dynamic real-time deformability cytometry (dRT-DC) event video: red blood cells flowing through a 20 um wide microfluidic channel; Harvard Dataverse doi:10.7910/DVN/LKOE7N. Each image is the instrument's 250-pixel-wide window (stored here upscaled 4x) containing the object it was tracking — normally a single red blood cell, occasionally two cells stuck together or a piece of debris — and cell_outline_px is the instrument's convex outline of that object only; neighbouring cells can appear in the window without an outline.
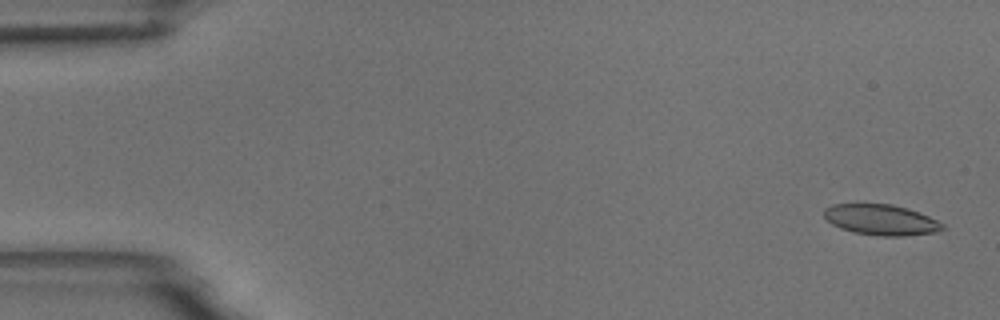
{"species": "common noctule bat (a hibernating species)", "species_latin": "Nyctalus noctula", "temperature_condition": "room temperature", "stored_images_in_passage": 55, "camera_frame_rate_fps": 3000, "um_per_image_px": 0.085, "animal": {"sex": "male", "body_mass_g": 18.8}, "frame": {"image": 1, "passage_image": 2, "time_ms": 0.333, "image_size_px": [1000, 320], "cell_outline_px": [[944, 228], [936, 232], [904, 236], [880, 236], [852, 232], [840, 228], [832, 224], [824, 216], [824, 208], [832, 204], [856, 200], [892, 204], [908, 208], [928, 216], [944, 224]], "centroid_in_image_um": [74.81, 18.63], "position_along_channel_um": 10.2, "area_um2": 22.02}}
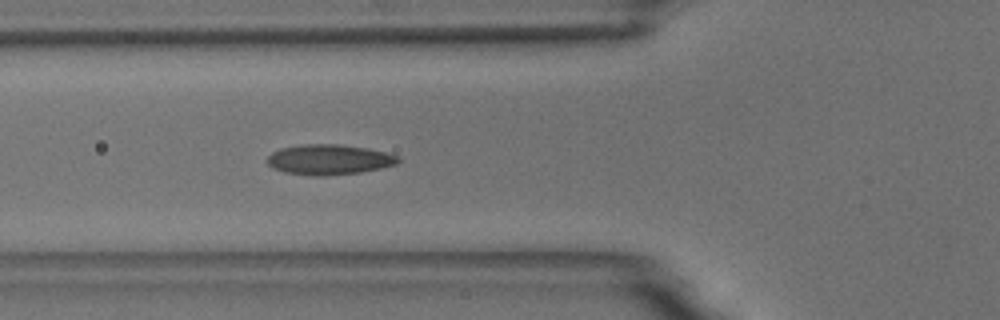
{"frame": {"image": 2, "passage_image": 20, "time_ms": 6.333, "image_size_px": [1000, 320], "cell_outline_px": [[400, 160], [396, 164], [380, 168], [360, 172], [324, 176], [316, 176], [284, 172], [272, 168], [268, 164], [268, 156], [272, 152], [280, 148], [300, 144], [340, 144], [368, 148], [400, 156]], "centroid_in_image_um": [27.96, 13.55], "position_along_channel_um": 97.8, "area_um2": 23.12}}
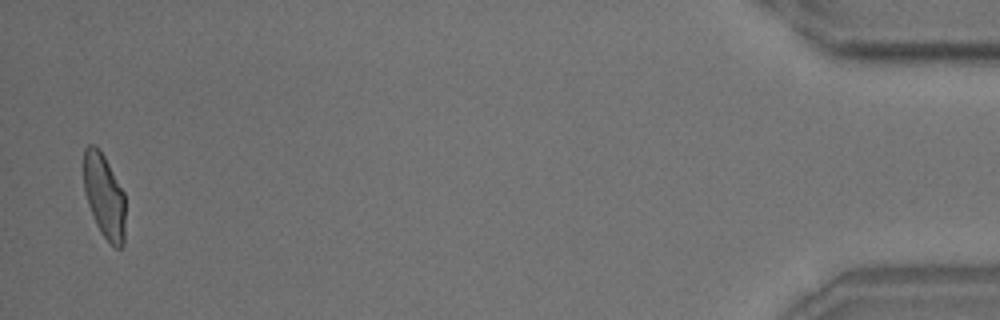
{"frame": {"image": 3, "passage_image": 54, "time_ms": 17.667, "image_size_px": [1000, 320], "cell_outline_px": [[124, 244], [120, 248], [116, 248], [100, 232], [96, 224], [88, 204], [84, 192], [84, 148], [88, 144], [96, 144], [104, 156], [124, 192]], "centroid_in_image_um": [8.85, 16.64], "position_along_channel_um": 426.4, "area_um2": 20.35}, "authors_computed_cell_mechanics": {"area_um2": 21.7328, "velocity_mm_per_s": 3.6715, "shape_relaxation_time_tau1_ms": 6.997, "shape_relaxation_time_tau2_ms": 1.9105, "deformation_change_tau1": 0.1799, "deformation_change_tau2": 0.0747}}